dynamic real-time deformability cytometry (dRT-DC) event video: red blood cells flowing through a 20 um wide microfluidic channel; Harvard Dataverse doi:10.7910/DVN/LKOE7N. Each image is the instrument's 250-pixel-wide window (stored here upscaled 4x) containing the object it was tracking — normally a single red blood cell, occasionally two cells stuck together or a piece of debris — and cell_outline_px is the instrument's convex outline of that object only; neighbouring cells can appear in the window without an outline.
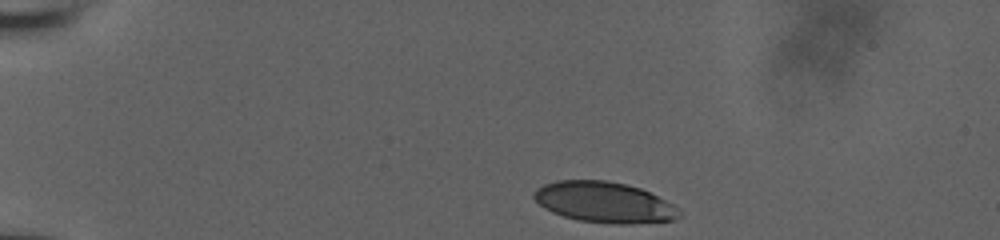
{"species": "human", "species_latin": "Homo sapiens", "temperature_condition": "room temperature", "stored_images_in_passage": 17, "camera_frame_rate_fps": 3000, "um_per_image_px": 0.085, "donor": {"sex": "male"}, "frame": {"image": 1, "passage_image": 1, "time_ms": 0.0, "image_size_px": [1000, 240], "cell_outline_px": [[680, 216], [676, 220], [628, 224], [616, 224], [580, 220], [564, 216], [552, 212], [544, 208], [532, 196], [532, 192], [536, 188], [544, 184], [556, 180], [608, 180], [640, 188], [672, 204], [680, 212]], "centroid_in_image_um": [51.32, 17.19], "position_along_channel_um": 33.7, "area_um2": 34.33}}
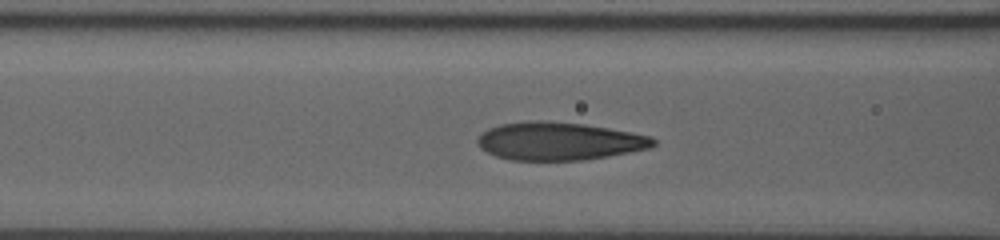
{"frame": {"image": 2, "passage_image": 10, "time_ms": 3.0, "image_size_px": [1000, 240], "cell_outline_px": [[656, 144], [648, 148], [608, 156], [584, 160], [508, 160], [496, 156], [480, 148], [476, 140], [488, 128], [500, 124], [532, 120], [544, 120], [584, 124], [608, 128], [652, 136], [656, 140]], "centroid_in_image_um": [47.51, 11.99], "position_along_channel_um": 119.1, "area_um2": 38.84}}
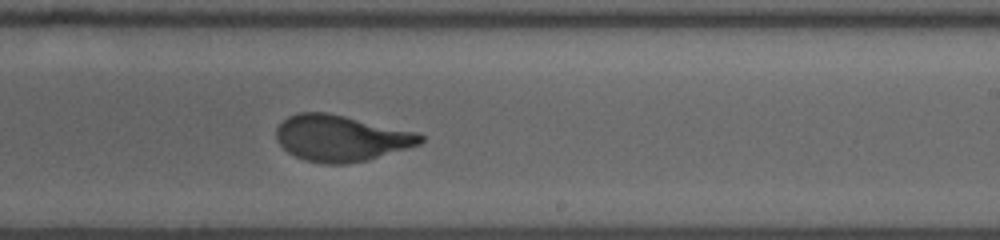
{"frame": {"image": 3, "passage_image": 17, "time_ms": 5.333, "image_size_px": [1000, 240], "cell_outline_px": [[424, 140], [420, 144], [408, 148], [364, 160], [344, 164], [324, 164], [304, 160], [288, 152], [276, 140], [276, 128], [288, 116], [300, 112], [328, 112], [416, 132], [424, 136]], "centroid_in_image_um": [28.96, 11.74], "position_along_channel_um": 260.0, "area_um2": 38.49}}